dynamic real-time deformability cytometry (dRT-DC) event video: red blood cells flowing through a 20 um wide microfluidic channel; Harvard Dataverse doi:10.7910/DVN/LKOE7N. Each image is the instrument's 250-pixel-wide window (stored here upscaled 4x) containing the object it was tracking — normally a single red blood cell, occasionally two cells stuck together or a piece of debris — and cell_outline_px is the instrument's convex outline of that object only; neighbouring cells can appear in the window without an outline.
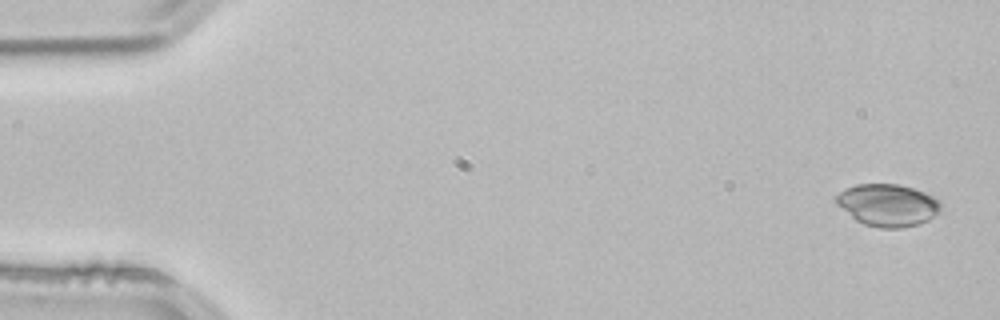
{"species": "common noctule bat (a hibernating species)", "species_latin": "Nyctalus noctula", "temperature_condition": "room temperature", "stored_images_in_passage": 51, "camera_frame_rate_fps": 3000, "um_per_image_px": 0.085, "animal": {"sex": "male", "body_mass_g": 21.5, "forearm_length_mm": 52.0}, "frame": {"image": 1, "passage_image": 1, "time_ms": 0.0, "image_size_px": [1000, 320], "cell_outline_px": [[940, 212], [928, 220], [920, 224], [900, 228], [880, 228], [864, 224], [856, 220], [836, 204], [836, 196], [840, 192], [856, 184], [896, 184], [912, 188], [924, 192], [940, 200]], "centroid_in_image_um": [75.47, 17.44], "position_along_channel_um": 9.5, "area_um2": 25.61}}
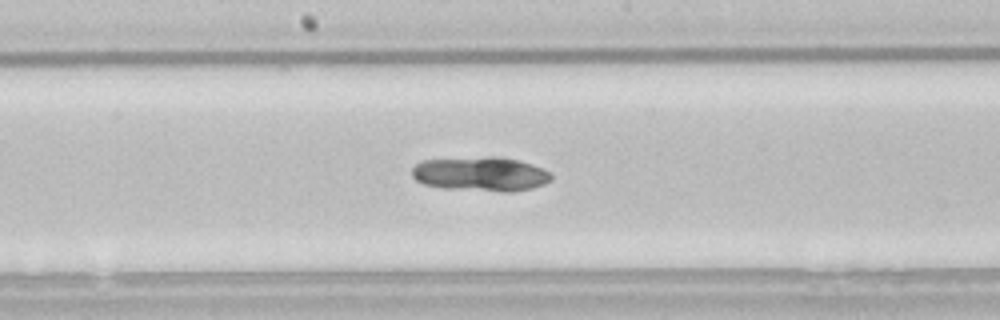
{"frame": {"image": 2, "passage_image": 27, "time_ms": 8.667, "image_size_px": [1000, 320], "cell_outline_px": [[552, 180], [544, 184], [532, 188], [512, 192], [500, 192], [444, 188], [424, 184], [416, 180], [412, 176], [412, 168], [420, 160], [488, 156], [500, 156], [520, 160], [544, 168], [552, 172]], "centroid_in_image_um": [40.9, 14.78], "position_along_channel_um": 207.3, "area_um2": 28.44}}
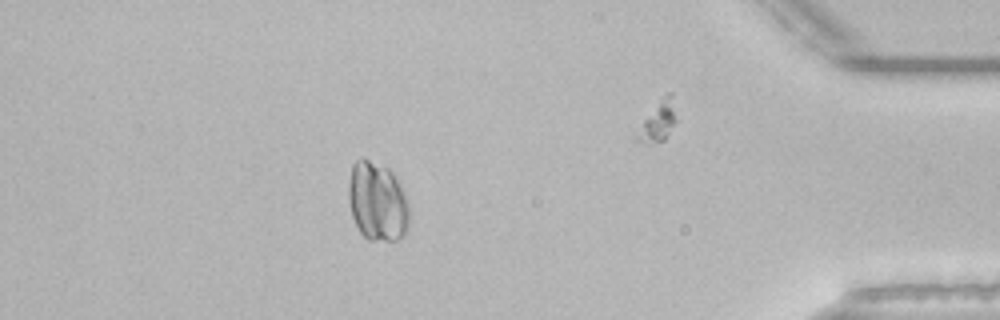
{"frame": {"image": 3, "passage_image": 46, "time_ms": 15.0, "image_size_px": [1000, 320], "cell_outline_px": [[408, 228], [396, 240], [368, 240], [360, 232], [352, 216], [348, 200], [348, 184], [352, 164], [356, 160], [364, 156], [388, 168], [396, 176], [408, 200]], "centroid_in_image_um": [32.05, 17.09], "position_along_channel_um": 403.1, "area_um2": 28.26}}